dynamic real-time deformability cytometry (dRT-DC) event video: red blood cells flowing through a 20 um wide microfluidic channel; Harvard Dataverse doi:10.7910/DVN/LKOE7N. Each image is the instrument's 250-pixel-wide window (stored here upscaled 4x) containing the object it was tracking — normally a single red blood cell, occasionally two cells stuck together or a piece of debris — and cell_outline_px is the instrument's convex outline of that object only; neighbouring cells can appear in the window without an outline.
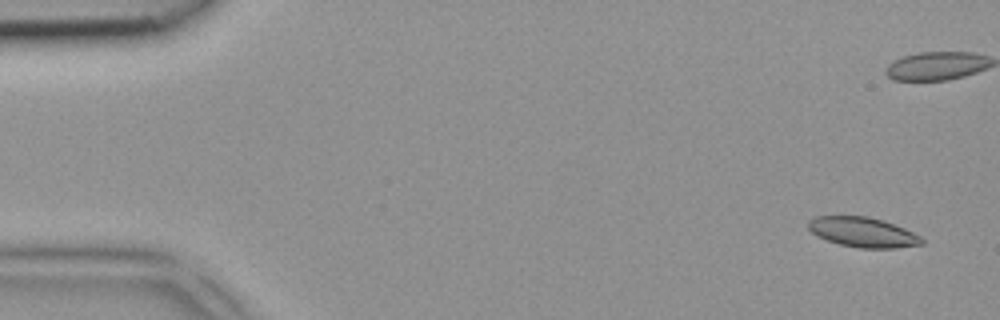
{"species": "common noctule bat (a hibernating species)", "species_latin": "Nyctalus noctula", "temperature_condition": "room temperature", "stored_images_in_passage": 6, "camera_frame_rate_fps": 3000, "um_per_image_px": 0.085, "animal": {"sex": "female", "body_mass_g": 18.4}, "frame": {"image": 1, "passage_image": 6, "time_ms": 1.667, "image_size_px": [1000, 320], "cell_outline_px": [[924, 244], [896, 248], [860, 248], [840, 244], [816, 236], [808, 228], [808, 220], [816, 216], [868, 216], [884, 220], [904, 228], [920, 236], [924, 240]], "centroid_in_image_um": [73.35, 19.73], "position_along_channel_um": 11.7, "area_um2": 19.83}}